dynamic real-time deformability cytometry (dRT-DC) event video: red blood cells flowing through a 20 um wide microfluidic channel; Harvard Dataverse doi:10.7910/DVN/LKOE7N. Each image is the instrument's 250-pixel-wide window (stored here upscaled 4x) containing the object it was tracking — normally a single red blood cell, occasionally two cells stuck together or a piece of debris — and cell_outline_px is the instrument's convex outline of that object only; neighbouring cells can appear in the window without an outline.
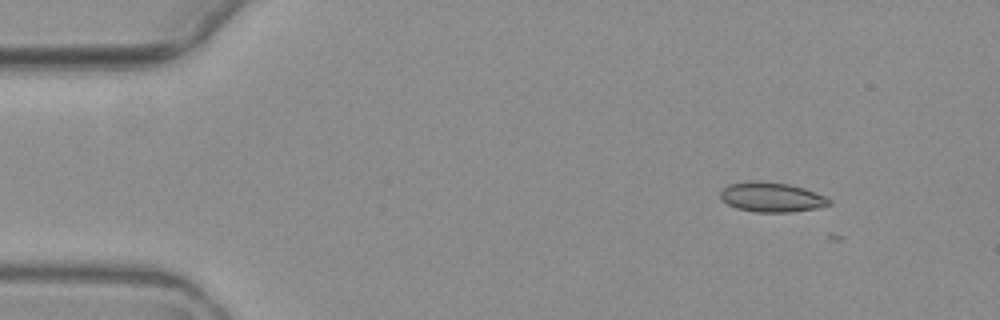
{"species": "common noctule bat (a hibernating species)", "species_latin": "Nyctalus noctula", "temperature_condition": "warm", "stored_images_in_passage": 4, "camera_frame_rate_fps": 3000, "um_per_image_px": 0.085, "animal": {"sex": "female", "body_mass_g": 19.3, "forearm_length_mm": 54.1}, "frame": {"image": 1, "passage_image": 1, "time_ms": 0.0, "image_size_px": [1000, 320], "cell_outline_px": [[832, 204], [816, 208], [792, 212], [756, 212], [736, 208], [720, 200], [720, 192], [728, 184], [788, 184], [804, 188], [824, 196], [832, 200]], "centroid_in_image_um": [65.63, 16.82], "position_along_channel_um": 19.4, "area_um2": 17.98}}